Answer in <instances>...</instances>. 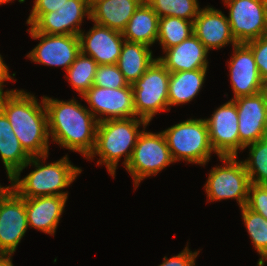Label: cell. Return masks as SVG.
Masks as SVG:
<instances>
[{
    "label": "cell",
    "instance_id": "obj_6",
    "mask_svg": "<svg viewBox=\"0 0 267 266\" xmlns=\"http://www.w3.org/2000/svg\"><path fill=\"white\" fill-rule=\"evenodd\" d=\"M170 72L156 59L132 86L136 116L149 124L153 117L170 111L168 87Z\"/></svg>",
    "mask_w": 267,
    "mask_h": 266
},
{
    "label": "cell",
    "instance_id": "obj_32",
    "mask_svg": "<svg viewBox=\"0 0 267 266\" xmlns=\"http://www.w3.org/2000/svg\"><path fill=\"white\" fill-rule=\"evenodd\" d=\"M246 206L252 211L261 214L267 220V185L254 184L249 186Z\"/></svg>",
    "mask_w": 267,
    "mask_h": 266
},
{
    "label": "cell",
    "instance_id": "obj_14",
    "mask_svg": "<svg viewBox=\"0 0 267 266\" xmlns=\"http://www.w3.org/2000/svg\"><path fill=\"white\" fill-rule=\"evenodd\" d=\"M211 146L217 156H237L238 149L244 150L239 140L238 112L236 104L230 100L218 107L206 119Z\"/></svg>",
    "mask_w": 267,
    "mask_h": 266
},
{
    "label": "cell",
    "instance_id": "obj_31",
    "mask_svg": "<svg viewBox=\"0 0 267 266\" xmlns=\"http://www.w3.org/2000/svg\"><path fill=\"white\" fill-rule=\"evenodd\" d=\"M93 85L101 88H121L128 85L116 64L98 65Z\"/></svg>",
    "mask_w": 267,
    "mask_h": 266
},
{
    "label": "cell",
    "instance_id": "obj_4",
    "mask_svg": "<svg viewBox=\"0 0 267 266\" xmlns=\"http://www.w3.org/2000/svg\"><path fill=\"white\" fill-rule=\"evenodd\" d=\"M149 123L139 117L108 119L98 122L96 142L93 152L87 159L99 156L98 165L105 164L112 177H115L118 162L124 157L123 165L126 167L138 136Z\"/></svg>",
    "mask_w": 267,
    "mask_h": 266
},
{
    "label": "cell",
    "instance_id": "obj_24",
    "mask_svg": "<svg viewBox=\"0 0 267 266\" xmlns=\"http://www.w3.org/2000/svg\"><path fill=\"white\" fill-rule=\"evenodd\" d=\"M156 59L153 58L150 47L141 43L124 41L116 65L128 84H133Z\"/></svg>",
    "mask_w": 267,
    "mask_h": 266
},
{
    "label": "cell",
    "instance_id": "obj_2",
    "mask_svg": "<svg viewBox=\"0 0 267 266\" xmlns=\"http://www.w3.org/2000/svg\"><path fill=\"white\" fill-rule=\"evenodd\" d=\"M0 110L31 157L49 154L47 112L43 98L39 104L36 96L30 92L18 89L2 91Z\"/></svg>",
    "mask_w": 267,
    "mask_h": 266
},
{
    "label": "cell",
    "instance_id": "obj_17",
    "mask_svg": "<svg viewBox=\"0 0 267 266\" xmlns=\"http://www.w3.org/2000/svg\"><path fill=\"white\" fill-rule=\"evenodd\" d=\"M79 39L81 53L92 57L98 65L116 64L125 41L122 32L96 23L87 33L81 31Z\"/></svg>",
    "mask_w": 267,
    "mask_h": 266
},
{
    "label": "cell",
    "instance_id": "obj_8",
    "mask_svg": "<svg viewBox=\"0 0 267 266\" xmlns=\"http://www.w3.org/2000/svg\"><path fill=\"white\" fill-rule=\"evenodd\" d=\"M171 163H175L163 132L152 133L145 130L138 136L131 158L125 170L131 174L134 187L146 177L157 175Z\"/></svg>",
    "mask_w": 267,
    "mask_h": 266
},
{
    "label": "cell",
    "instance_id": "obj_25",
    "mask_svg": "<svg viewBox=\"0 0 267 266\" xmlns=\"http://www.w3.org/2000/svg\"><path fill=\"white\" fill-rule=\"evenodd\" d=\"M206 73L207 69L170 73L168 105L178 106L192 101L202 89Z\"/></svg>",
    "mask_w": 267,
    "mask_h": 266
},
{
    "label": "cell",
    "instance_id": "obj_34",
    "mask_svg": "<svg viewBox=\"0 0 267 266\" xmlns=\"http://www.w3.org/2000/svg\"><path fill=\"white\" fill-rule=\"evenodd\" d=\"M198 254L199 251L192 252L186 246L178 255H174L169 259L165 256L162 264L159 266H195V260Z\"/></svg>",
    "mask_w": 267,
    "mask_h": 266
},
{
    "label": "cell",
    "instance_id": "obj_22",
    "mask_svg": "<svg viewBox=\"0 0 267 266\" xmlns=\"http://www.w3.org/2000/svg\"><path fill=\"white\" fill-rule=\"evenodd\" d=\"M158 26L159 16L143 1L130 18L122 35L125 41L150 47L157 42Z\"/></svg>",
    "mask_w": 267,
    "mask_h": 266
},
{
    "label": "cell",
    "instance_id": "obj_1",
    "mask_svg": "<svg viewBox=\"0 0 267 266\" xmlns=\"http://www.w3.org/2000/svg\"><path fill=\"white\" fill-rule=\"evenodd\" d=\"M47 112L48 133L52 141L87 159L96 142L98 120L88 107L76 99L63 101L43 96Z\"/></svg>",
    "mask_w": 267,
    "mask_h": 266
},
{
    "label": "cell",
    "instance_id": "obj_7",
    "mask_svg": "<svg viewBox=\"0 0 267 266\" xmlns=\"http://www.w3.org/2000/svg\"><path fill=\"white\" fill-rule=\"evenodd\" d=\"M236 158L219 156L224 165L210 170L204 186L208 202L236 199L240 208L247 204L251 182L243 162Z\"/></svg>",
    "mask_w": 267,
    "mask_h": 266
},
{
    "label": "cell",
    "instance_id": "obj_13",
    "mask_svg": "<svg viewBox=\"0 0 267 266\" xmlns=\"http://www.w3.org/2000/svg\"><path fill=\"white\" fill-rule=\"evenodd\" d=\"M82 99L89 104L90 108L88 109L98 122L108 119L137 117L131 84L116 89L93 85L82 96Z\"/></svg>",
    "mask_w": 267,
    "mask_h": 266
},
{
    "label": "cell",
    "instance_id": "obj_41",
    "mask_svg": "<svg viewBox=\"0 0 267 266\" xmlns=\"http://www.w3.org/2000/svg\"><path fill=\"white\" fill-rule=\"evenodd\" d=\"M0 67H8V66L6 65V63L3 61V58H2V56H1V54H0Z\"/></svg>",
    "mask_w": 267,
    "mask_h": 266
},
{
    "label": "cell",
    "instance_id": "obj_38",
    "mask_svg": "<svg viewBox=\"0 0 267 266\" xmlns=\"http://www.w3.org/2000/svg\"><path fill=\"white\" fill-rule=\"evenodd\" d=\"M261 93L263 94L264 98L267 100V78L263 79L262 81Z\"/></svg>",
    "mask_w": 267,
    "mask_h": 266
},
{
    "label": "cell",
    "instance_id": "obj_29",
    "mask_svg": "<svg viewBox=\"0 0 267 266\" xmlns=\"http://www.w3.org/2000/svg\"><path fill=\"white\" fill-rule=\"evenodd\" d=\"M249 158L242 161L251 183L267 185V136L248 144Z\"/></svg>",
    "mask_w": 267,
    "mask_h": 266
},
{
    "label": "cell",
    "instance_id": "obj_40",
    "mask_svg": "<svg viewBox=\"0 0 267 266\" xmlns=\"http://www.w3.org/2000/svg\"><path fill=\"white\" fill-rule=\"evenodd\" d=\"M10 187V185L9 186H1V184H0V196L8 189Z\"/></svg>",
    "mask_w": 267,
    "mask_h": 266
},
{
    "label": "cell",
    "instance_id": "obj_30",
    "mask_svg": "<svg viewBox=\"0 0 267 266\" xmlns=\"http://www.w3.org/2000/svg\"><path fill=\"white\" fill-rule=\"evenodd\" d=\"M161 17L173 16L194 21L201 8L198 0H144Z\"/></svg>",
    "mask_w": 267,
    "mask_h": 266
},
{
    "label": "cell",
    "instance_id": "obj_35",
    "mask_svg": "<svg viewBox=\"0 0 267 266\" xmlns=\"http://www.w3.org/2000/svg\"><path fill=\"white\" fill-rule=\"evenodd\" d=\"M67 0H34L30 14H44L57 11Z\"/></svg>",
    "mask_w": 267,
    "mask_h": 266
},
{
    "label": "cell",
    "instance_id": "obj_26",
    "mask_svg": "<svg viewBox=\"0 0 267 266\" xmlns=\"http://www.w3.org/2000/svg\"><path fill=\"white\" fill-rule=\"evenodd\" d=\"M193 34L192 21L173 16L159 18L157 42L163 51L180 44Z\"/></svg>",
    "mask_w": 267,
    "mask_h": 266
},
{
    "label": "cell",
    "instance_id": "obj_16",
    "mask_svg": "<svg viewBox=\"0 0 267 266\" xmlns=\"http://www.w3.org/2000/svg\"><path fill=\"white\" fill-rule=\"evenodd\" d=\"M233 49L232 57L228 62L234 92L230 100L260 93L263 79L256 66L252 50L245 43H238L233 46Z\"/></svg>",
    "mask_w": 267,
    "mask_h": 266
},
{
    "label": "cell",
    "instance_id": "obj_18",
    "mask_svg": "<svg viewBox=\"0 0 267 266\" xmlns=\"http://www.w3.org/2000/svg\"><path fill=\"white\" fill-rule=\"evenodd\" d=\"M193 33L208 50L223 48L229 43L232 47L238 44L227 16L211 6L200 9L193 21Z\"/></svg>",
    "mask_w": 267,
    "mask_h": 266
},
{
    "label": "cell",
    "instance_id": "obj_5",
    "mask_svg": "<svg viewBox=\"0 0 267 266\" xmlns=\"http://www.w3.org/2000/svg\"><path fill=\"white\" fill-rule=\"evenodd\" d=\"M175 162L206 165L214 152L206 119H188L162 131Z\"/></svg>",
    "mask_w": 267,
    "mask_h": 266
},
{
    "label": "cell",
    "instance_id": "obj_19",
    "mask_svg": "<svg viewBox=\"0 0 267 266\" xmlns=\"http://www.w3.org/2000/svg\"><path fill=\"white\" fill-rule=\"evenodd\" d=\"M163 52L165 56H160L157 60L170 73L208 68L209 50L194 34Z\"/></svg>",
    "mask_w": 267,
    "mask_h": 266
},
{
    "label": "cell",
    "instance_id": "obj_37",
    "mask_svg": "<svg viewBox=\"0 0 267 266\" xmlns=\"http://www.w3.org/2000/svg\"><path fill=\"white\" fill-rule=\"evenodd\" d=\"M11 257L12 255H0V266H14Z\"/></svg>",
    "mask_w": 267,
    "mask_h": 266
},
{
    "label": "cell",
    "instance_id": "obj_39",
    "mask_svg": "<svg viewBox=\"0 0 267 266\" xmlns=\"http://www.w3.org/2000/svg\"><path fill=\"white\" fill-rule=\"evenodd\" d=\"M10 1H13V0H0V5L10 3ZM25 1L26 0H18V2L20 3H24Z\"/></svg>",
    "mask_w": 267,
    "mask_h": 266
},
{
    "label": "cell",
    "instance_id": "obj_27",
    "mask_svg": "<svg viewBox=\"0 0 267 266\" xmlns=\"http://www.w3.org/2000/svg\"><path fill=\"white\" fill-rule=\"evenodd\" d=\"M240 210L246 230L252 240L251 242L261 256L257 266H264V262L267 260V220L246 205L241 207Z\"/></svg>",
    "mask_w": 267,
    "mask_h": 266
},
{
    "label": "cell",
    "instance_id": "obj_21",
    "mask_svg": "<svg viewBox=\"0 0 267 266\" xmlns=\"http://www.w3.org/2000/svg\"><path fill=\"white\" fill-rule=\"evenodd\" d=\"M90 20L122 32L144 0H89Z\"/></svg>",
    "mask_w": 267,
    "mask_h": 266
},
{
    "label": "cell",
    "instance_id": "obj_9",
    "mask_svg": "<svg viewBox=\"0 0 267 266\" xmlns=\"http://www.w3.org/2000/svg\"><path fill=\"white\" fill-rule=\"evenodd\" d=\"M90 20L89 0H67L57 11L30 14L26 24L34 32L44 34L77 35L82 31L83 18Z\"/></svg>",
    "mask_w": 267,
    "mask_h": 266
},
{
    "label": "cell",
    "instance_id": "obj_11",
    "mask_svg": "<svg viewBox=\"0 0 267 266\" xmlns=\"http://www.w3.org/2000/svg\"><path fill=\"white\" fill-rule=\"evenodd\" d=\"M27 230L25 200L10 186L0 196V255H13Z\"/></svg>",
    "mask_w": 267,
    "mask_h": 266
},
{
    "label": "cell",
    "instance_id": "obj_23",
    "mask_svg": "<svg viewBox=\"0 0 267 266\" xmlns=\"http://www.w3.org/2000/svg\"><path fill=\"white\" fill-rule=\"evenodd\" d=\"M0 158L10 179L29 161L31 156L24 150L12 130L8 118L0 110Z\"/></svg>",
    "mask_w": 267,
    "mask_h": 266
},
{
    "label": "cell",
    "instance_id": "obj_20",
    "mask_svg": "<svg viewBox=\"0 0 267 266\" xmlns=\"http://www.w3.org/2000/svg\"><path fill=\"white\" fill-rule=\"evenodd\" d=\"M68 197L38 196L24 198L28 227L54 235Z\"/></svg>",
    "mask_w": 267,
    "mask_h": 266
},
{
    "label": "cell",
    "instance_id": "obj_36",
    "mask_svg": "<svg viewBox=\"0 0 267 266\" xmlns=\"http://www.w3.org/2000/svg\"><path fill=\"white\" fill-rule=\"evenodd\" d=\"M8 67H0V93L3 91L4 82L6 80H14L13 77L16 73H13L12 76L9 74Z\"/></svg>",
    "mask_w": 267,
    "mask_h": 266
},
{
    "label": "cell",
    "instance_id": "obj_10",
    "mask_svg": "<svg viewBox=\"0 0 267 266\" xmlns=\"http://www.w3.org/2000/svg\"><path fill=\"white\" fill-rule=\"evenodd\" d=\"M229 7L227 17L237 43H247L267 35L266 0H223Z\"/></svg>",
    "mask_w": 267,
    "mask_h": 266
},
{
    "label": "cell",
    "instance_id": "obj_3",
    "mask_svg": "<svg viewBox=\"0 0 267 266\" xmlns=\"http://www.w3.org/2000/svg\"><path fill=\"white\" fill-rule=\"evenodd\" d=\"M47 155L33 156L11 179L10 186L23 198L38 196H65L68 192L63 189L69 187L82 172L74 166L67 155L56 162L45 164ZM43 161H42V160ZM42 161V162H41ZM44 163V164H43ZM36 167L24 178L20 179L21 172L28 166Z\"/></svg>",
    "mask_w": 267,
    "mask_h": 266
},
{
    "label": "cell",
    "instance_id": "obj_15",
    "mask_svg": "<svg viewBox=\"0 0 267 266\" xmlns=\"http://www.w3.org/2000/svg\"><path fill=\"white\" fill-rule=\"evenodd\" d=\"M233 101L238 112L240 142L246 146L267 136V100L263 94L242 96Z\"/></svg>",
    "mask_w": 267,
    "mask_h": 266
},
{
    "label": "cell",
    "instance_id": "obj_12",
    "mask_svg": "<svg viewBox=\"0 0 267 266\" xmlns=\"http://www.w3.org/2000/svg\"><path fill=\"white\" fill-rule=\"evenodd\" d=\"M31 37L40 39L27 58L46 66L62 67L65 71L81 53L80 39L77 35L44 34L27 29Z\"/></svg>",
    "mask_w": 267,
    "mask_h": 266
},
{
    "label": "cell",
    "instance_id": "obj_28",
    "mask_svg": "<svg viewBox=\"0 0 267 266\" xmlns=\"http://www.w3.org/2000/svg\"><path fill=\"white\" fill-rule=\"evenodd\" d=\"M97 66L92 57L80 53L66 70V79L79 95L83 96L93 86Z\"/></svg>",
    "mask_w": 267,
    "mask_h": 266
},
{
    "label": "cell",
    "instance_id": "obj_33",
    "mask_svg": "<svg viewBox=\"0 0 267 266\" xmlns=\"http://www.w3.org/2000/svg\"><path fill=\"white\" fill-rule=\"evenodd\" d=\"M253 52L262 79L267 78V35L245 43Z\"/></svg>",
    "mask_w": 267,
    "mask_h": 266
}]
</instances>
